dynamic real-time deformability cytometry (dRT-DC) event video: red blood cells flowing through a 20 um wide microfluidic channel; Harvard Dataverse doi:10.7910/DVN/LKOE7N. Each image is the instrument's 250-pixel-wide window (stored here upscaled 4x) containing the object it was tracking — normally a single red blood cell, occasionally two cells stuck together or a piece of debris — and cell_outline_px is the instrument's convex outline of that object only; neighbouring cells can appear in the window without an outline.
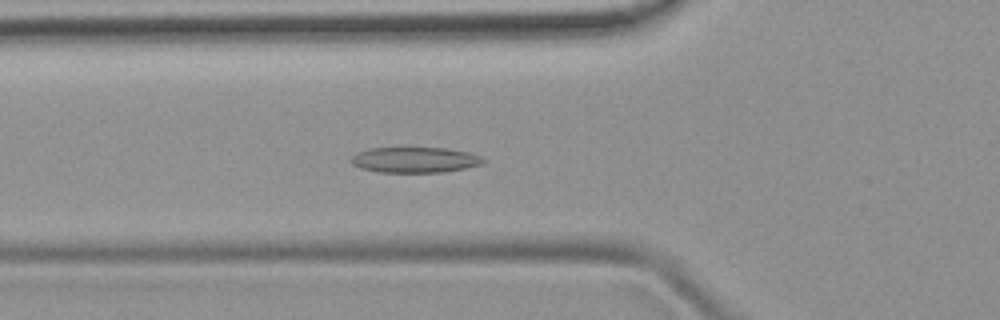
{"species": "common noctule bat (a hibernating species)", "species_latin": "Nyctalus noctula", "temperature_condition": "room temperature", "stored_images_in_passage": 41, "camera_frame_rate_fps": 3000, "um_per_image_px": 0.085, "animal": {"sex": "female", "body_mass_g": 19.9}, "frame": {"image": 1, "passage_image": 8, "time_ms": 2.333, "image_size_px": [1000, 320], "cell_outline_px": [[484, 160], [480, 164], [464, 168], [444, 172], [380, 172], [360, 168], [352, 164], [352, 156], [356, 152], [368, 148], [444, 148], [468, 152], [480, 156]], "centroid_in_image_um": [35.21, 13.58], "position_along_channel_um": 90.6, "area_um2": 19.48}}
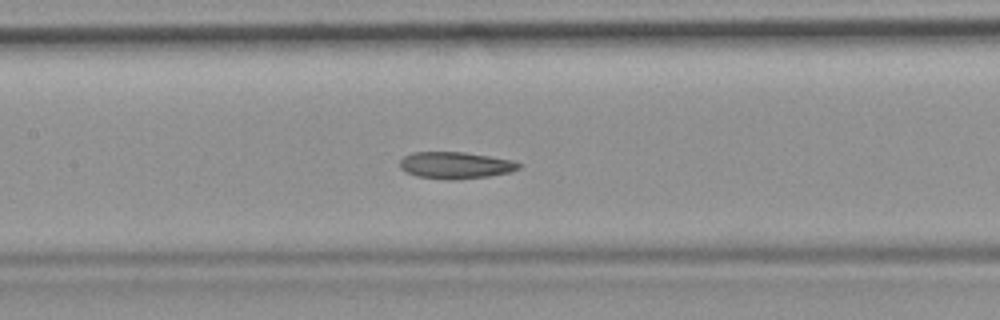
{"frame": {"image": 2, "passage_image": 14, "time_ms": 4.333, "image_size_px": [1000, 320], "cell_outline_px": [[524, 164], [520, 168], [512, 172], [488, 176], [456, 180], [448, 180], [416, 176], [400, 168], [400, 160], [404, 156], [412, 152], [464, 152], [512, 160]], "centroid_in_image_um": [38.74, 14.05], "position_along_channel_um": 168.7, "area_um2": 18.67}}
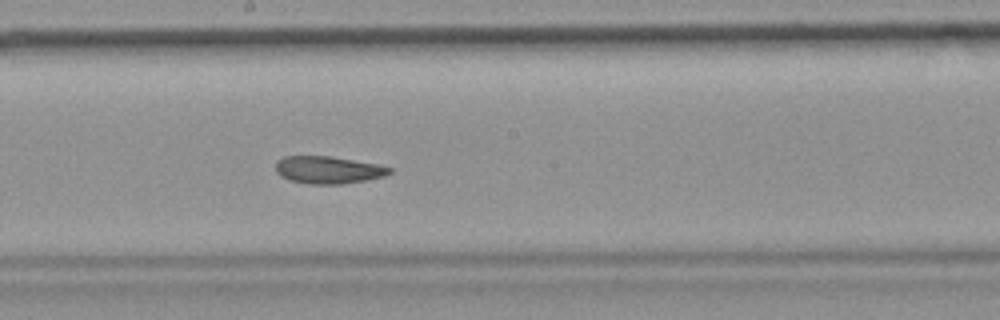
{"frame": {"image": 3, "passage_image": 18, "time_ms": 5.667, "image_size_px": [1000, 320], "cell_outline_px": [[392, 172], [384, 176], [368, 180], [340, 184], [308, 184], [288, 180], [280, 176], [276, 172], [276, 160], [284, 156], [328, 156], [376, 164], [392, 168]], "centroid_in_image_um": [27.86, 14.45], "position_along_channel_um": 220.3, "area_um2": 18.21}, "authors_computed_cell_mechanics": {"area_um2": 19.074, "velocity_mm_per_s": 3.8948, "shape_relaxation_time_tau1_ms": null, "shape_relaxation_time_tau2_ms": 4.1323, "deformation_change_tau1": null, "deformation_change_tau2": 0.1094}}